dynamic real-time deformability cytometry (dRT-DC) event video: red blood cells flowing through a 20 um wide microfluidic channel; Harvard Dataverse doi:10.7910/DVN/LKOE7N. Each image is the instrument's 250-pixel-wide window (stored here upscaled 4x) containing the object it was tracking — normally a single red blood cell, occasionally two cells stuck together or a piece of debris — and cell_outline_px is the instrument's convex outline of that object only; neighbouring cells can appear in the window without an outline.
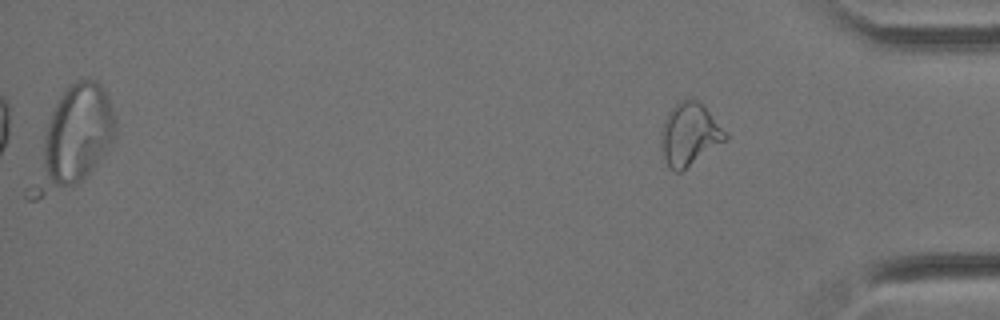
{"species": "Egyptian fruit bat (a non-hibernating species)", "species_latin": "Rousettus aegyptiacus", "temperature_condition": "cold", "stored_images_in_passage": 13, "camera_frame_rate_fps": 3000, "um_per_image_px": 0.085, "animal": {"sex": "female"}, "frame": {"image": 1, "passage_image": 13, "time_ms": 4.0, "image_size_px": [1000, 320], "cell_outline_px": [[728, 140], [680, 172], [676, 172], [668, 164], [660, 148], [660, 132], [664, 120], [668, 112], [680, 100], [692, 96], [728, 132]], "centroid_in_image_um": [58.61, 11.41], "position_along_channel_um": 376.6, "area_um2": 23.47}}